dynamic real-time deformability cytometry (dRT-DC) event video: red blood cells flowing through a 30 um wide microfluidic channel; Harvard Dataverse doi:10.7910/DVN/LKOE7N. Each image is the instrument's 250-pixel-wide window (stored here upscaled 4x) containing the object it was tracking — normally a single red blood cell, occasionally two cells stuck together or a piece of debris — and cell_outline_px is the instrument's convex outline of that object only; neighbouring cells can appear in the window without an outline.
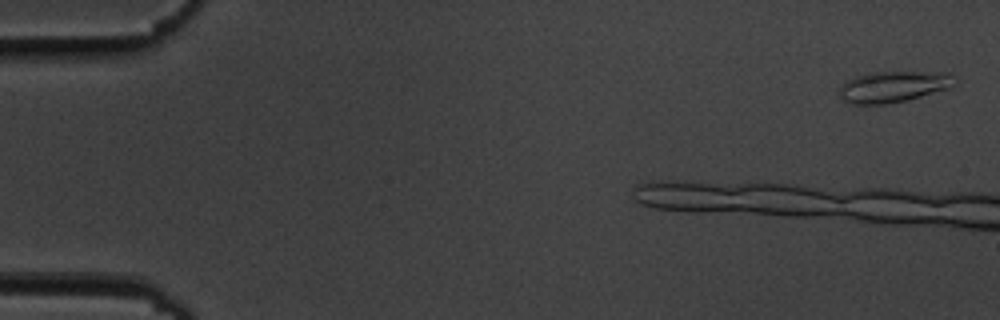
{"species": "common noctule bat (a hibernating species)", "species_latin": "Nyctalus noctula", "temperature_condition": "cold", "stored_images_in_passage": 7, "camera_frame_rate_fps": 3000, "um_per_image_px": 0.085, "animal": {"sex": "male", "body_mass_g": 19.5, "forearm_length_mm": 54.6}, "frame": {"image": 1, "passage_image": 2, "time_ms": 0.333, "image_size_px": [1000, 320], "cell_outline_px": [[956, 84], [948, 88], [908, 100], [884, 104], [852, 104], [844, 100], [840, 96], [840, 88], [848, 80], [856, 76], [872, 72], [948, 72]], "centroid_in_image_um": [75.93, 7.37], "position_along_channel_um": 9.1, "area_um2": 20.63}}